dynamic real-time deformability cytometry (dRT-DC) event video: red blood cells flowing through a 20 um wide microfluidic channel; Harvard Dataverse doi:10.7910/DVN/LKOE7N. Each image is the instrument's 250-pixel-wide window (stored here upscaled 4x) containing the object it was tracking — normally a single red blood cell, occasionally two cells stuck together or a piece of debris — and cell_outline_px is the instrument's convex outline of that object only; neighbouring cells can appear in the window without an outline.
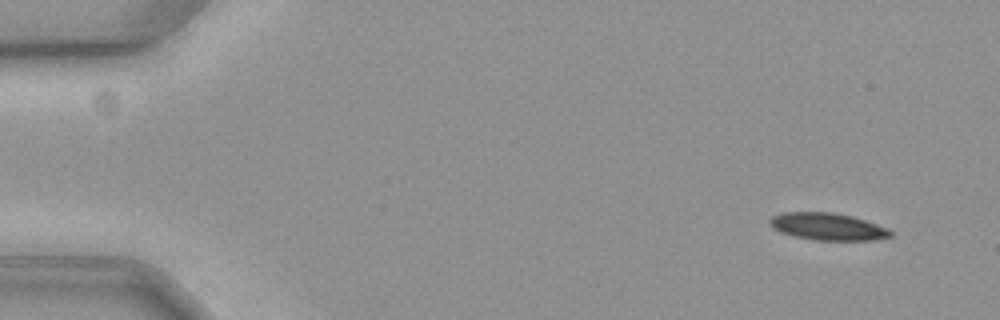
{"species": "common noctule bat (a hibernating species)", "species_latin": "Nyctalus noctula", "temperature_condition": "cold", "stored_images_in_passage": 57, "camera_frame_rate_fps": 3000, "um_per_image_px": 0.085, "animal": {"sex": "female", "body_mass_g": 19.3, "forearm_length_mm": 54.1}, "frame": {"image": 1, "passage_image": 3, "time_ms": 0.667, "image_size_px": [1000, 320], "cell_outline_px": [[892, 236], [872, 240], [816, 240], [796, 236], [780, 232], [772, 228], [768, 220], [772, 216], [784, 212], [832, 212], [852, 216], [876, 224], [892, 232]], "centroid_in_image_um": [70.3, 19.25], "position_along_channel_um": 14.7, "area_um2": 18.9}}
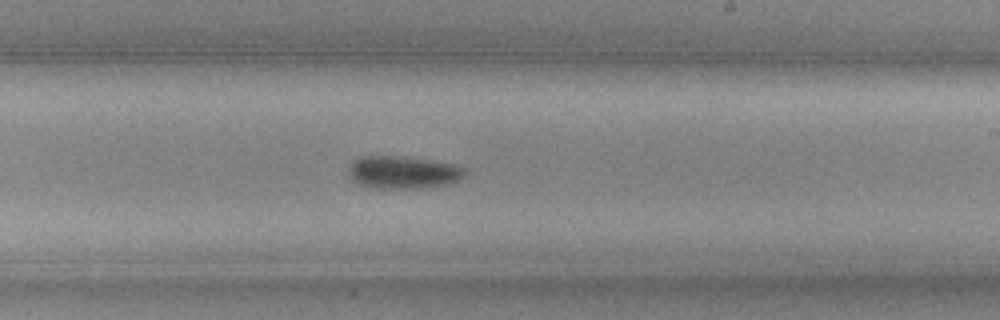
{"frame": {"image": 2, "passage_image": 34, "time_ms": 11.0, "image_size_px": [1000, 320], "cell_outline_px": [[464, 172], [460, 180], [448, 184], [420, 188], [376, 188], [360, 184], [352, 180], [348, 176], [348, 168], [352, 160], [360, 156], [392, 156], [432, 160], [452, 164], [464, 168]], "centroid_in_image_um": [34.2, 14.64], "position_along_channel_um": 254.8, "area_um2": 22.02}}
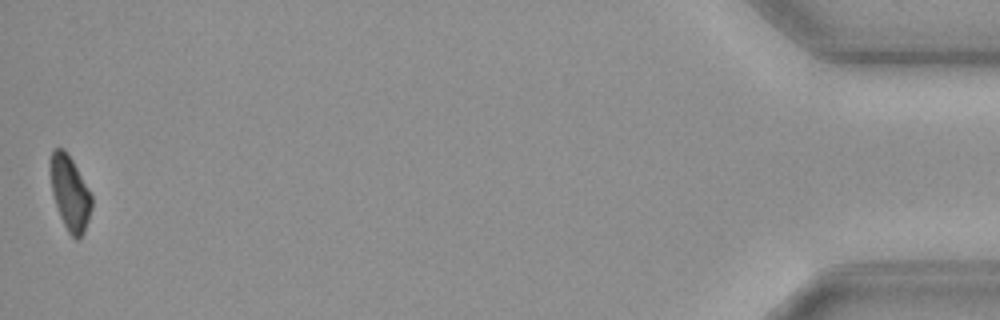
{"frame": {"image": 3, "passage_image": 57, "time_ms": 18.667, "image_size_px": [1000, 320], "cell_outline_px": [[92, 208], [84, 232], [76, 240], [68, 232], [60, 216], [52, 192], [52, 152], [56, 148], [64, 148], [68, 152], [92, 196]], "centroid_in_image_um": [5.98, 16.43], "position_along_channel_um": 429.2, "area_um2": 17.34}}